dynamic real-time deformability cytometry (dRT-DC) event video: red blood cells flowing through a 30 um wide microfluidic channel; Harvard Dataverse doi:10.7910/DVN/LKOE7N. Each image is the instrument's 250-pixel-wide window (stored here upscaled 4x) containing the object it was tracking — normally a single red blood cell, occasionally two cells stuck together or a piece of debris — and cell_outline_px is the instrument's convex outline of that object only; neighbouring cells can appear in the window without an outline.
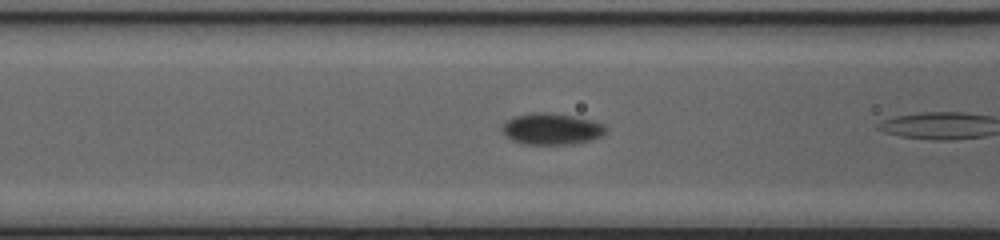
{"species": "common noctule bat (a hibernating species)", "species_latin": "Nyctalus noctula", "temperature_condition": "cold", "stored_images_in_passage": 6, "camera_frame_rate_fps": 3000, "um_per_image_px": 0.085, "animal": {"sex": "female", "body_mass_g": 20.0, "forearm_length_mm": 54.0}, "frame": {"image": 1, "passage_image": 5, "time_ms": 1.333, "image_size_px": [1000, 240], "cell_outline_px": [[604, 132], [600, 136], [588, 140], [572, 144], [524, 144], [512, 140], [504, 132], [504, 124], [508, 120], [516, 116], [536, 112], [544, 112], [572, 116], [592, 120], [604, 124]], "centroid_in_image_um": [46.89, 10.96], "position_along_channel_um": 119.7, "area_um2": 18.38}}